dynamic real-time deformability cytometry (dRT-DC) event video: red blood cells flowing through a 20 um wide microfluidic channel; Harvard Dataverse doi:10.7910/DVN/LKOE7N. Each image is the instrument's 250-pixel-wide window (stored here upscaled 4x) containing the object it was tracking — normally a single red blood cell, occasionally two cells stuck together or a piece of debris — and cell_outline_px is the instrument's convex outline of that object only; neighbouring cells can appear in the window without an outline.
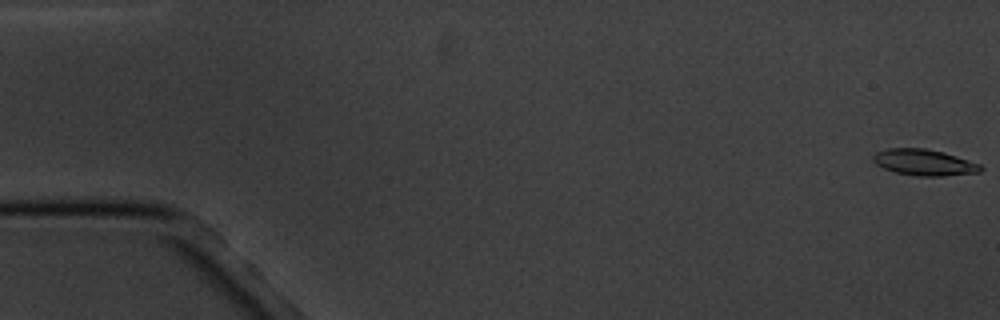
{"species": "common noctule bat (a hibernating species)", "species_latin": "Nyctalus noctula", "temperature_condition": "cold", "stored_images_in_passage": 5, "camera_frame_rate_fps": 3000, "um_per_image_px": 0.085, "animal": {"sex": "male", "body_mass_g": 20.1, "forearm_length_mm": 53.5}, "frame": {"image": 1, "passage_image": 1, "time_ms": 0.0, "image_size_px": [1000, 320], "cell_outline_px": [[984, 168], [980, 172], [944, 176], [916, 176], [896, 172], [884, 168], [876, 164], [872, 160], [872, 156], [876, 152], [888, 148], [924, 148], [944, 152], [980, 164]], "centroid_in_image_um": [78.55, 13.8], "position_along_channel_um": 6.5, "area_um2": 16.42}}
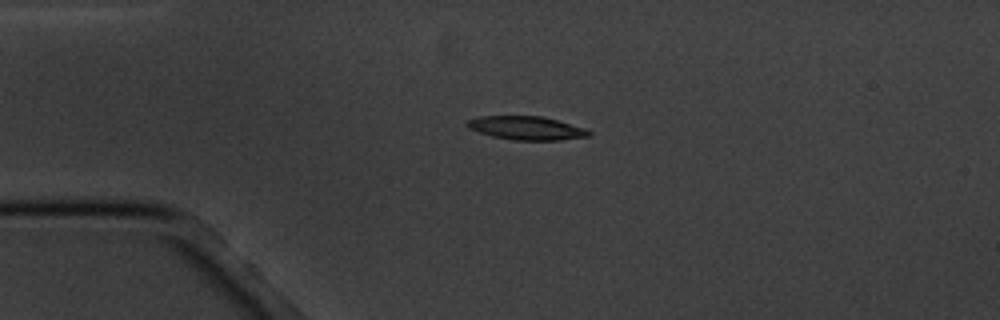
{"frame": {"image": 2, "passage_image": 4, "time_ms": 4.333, "image_size_px": [1000, 320], "cell_outline_px": [[592, 136], [560, 140], [512, 140], [492, 136], [468, 128], [464, 124], [468, 120], [480, 116], [544, 116], [584, 128], [592, 132]], "centroid_in_image_um": [44.76, 10.88], "position_along_channel_um": 40.2, "area_um2": 16.76}}